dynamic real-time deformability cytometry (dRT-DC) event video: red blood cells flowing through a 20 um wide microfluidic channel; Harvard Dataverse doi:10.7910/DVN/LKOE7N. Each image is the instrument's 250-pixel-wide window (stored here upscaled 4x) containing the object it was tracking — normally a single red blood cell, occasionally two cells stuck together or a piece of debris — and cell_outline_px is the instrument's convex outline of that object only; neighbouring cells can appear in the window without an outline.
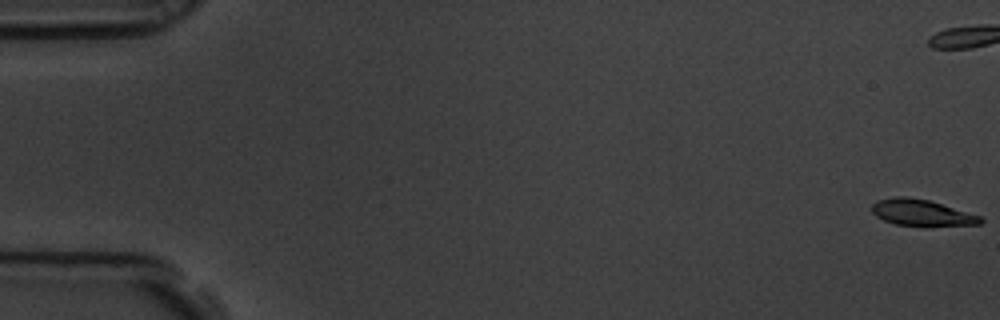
{"species": "common noctule bat (a hibernating species)", "species_latin": "Nyctalus noctula", "temperature_condition": "room temperature", "stored_images_in_passage": 8, "segment_of_instrument_passage": [1, 2], "camera_frame_rate_fps": 3000, "um_per_image_px": 0.085, "animal": {"sex": "male", "body_mass_g": 19.5, "forearm_length_mm": 54.6}, "frame": {"image": 1, "passage_image": 1, "time_ms": 0.0, "image_size_px": [1000, 320], "cell_outline_px": [[984, 220], [980, 224], [896, 224], [884, 220], [876, 216], [872, 212], [872, 204], [876, 200], [896, 196], [908, 196], [928, 200], [980, 216]], "centroid_in_image_um": [78.25, 18.03], "position_along_channel_um": 6.7, "area_um2": 15.9}}
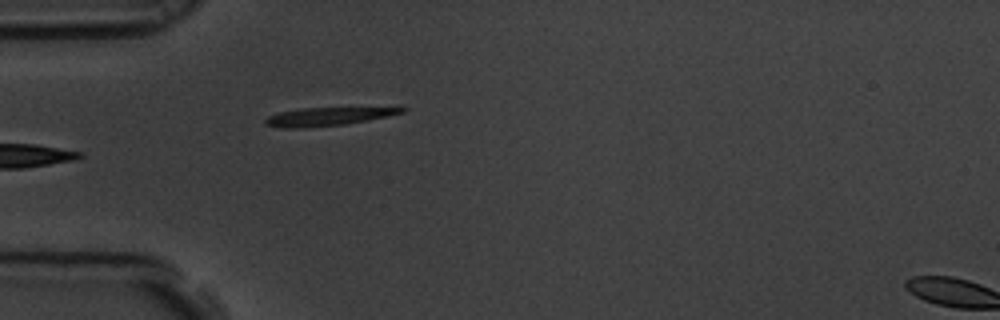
{"frame": {"image": 2, "passage_image": 7, "time_ms": 2.0, "image_size_px": [1000, 320], "cell_outline_px": [[408, 108], [404, 112], [388, 116], [368, 120], [344, 124], [304, 128], [280, 128], [264, 124], [264, 120], [268, 116], [280, 112], [300, 108], [396, 104], [400, 104]], "centroid_in_image_um": [28.14, 9.83], "position_along_channel_um": 56.9, "area_um2": 15.9}}